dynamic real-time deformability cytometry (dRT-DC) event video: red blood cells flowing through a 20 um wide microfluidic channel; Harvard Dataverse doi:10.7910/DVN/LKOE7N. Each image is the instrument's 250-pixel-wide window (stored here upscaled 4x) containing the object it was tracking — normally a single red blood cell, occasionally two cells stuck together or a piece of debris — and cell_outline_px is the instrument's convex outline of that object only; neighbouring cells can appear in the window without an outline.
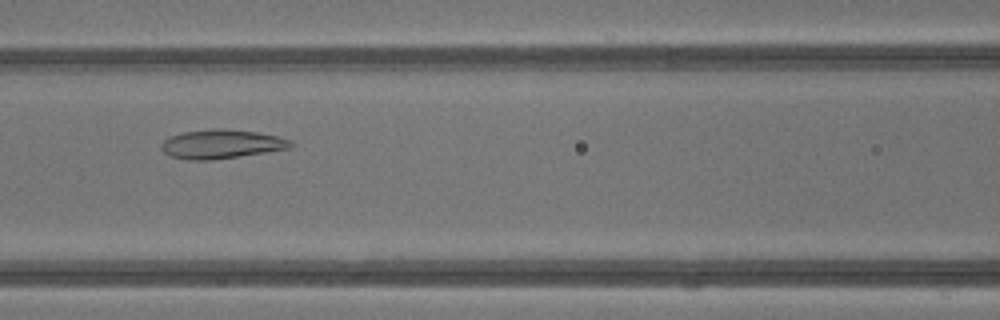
{"species": "common noctule bat (a hibernating species)", "species_latin": "Nyctalus noctula", "temperature_condition": "warm", "stored_images_in_passage": 40, "camera_frame_rate_fps": 3000, "um_per_image_px": 0.085, "animal": {"sex": "male", "body_mass_g": 13.3}, "frame": {"image": 1, "passage_image": 16, "time_ms": 5.0, "image_size_px": [1000, 320], "cell_outline_px": [[292, 148], [212, 160], [188, 160], [168, 156], [160, 148], [160, 144], [164, 140], [172, 136], [184, 132], [212, 128], [220, 128], [256, 132], [276, 136], [292, 140]], "centroid_in_image_um": [18.79, 12.25], "position_along_channel_um": 147.8, "area_um2": 21.85}}
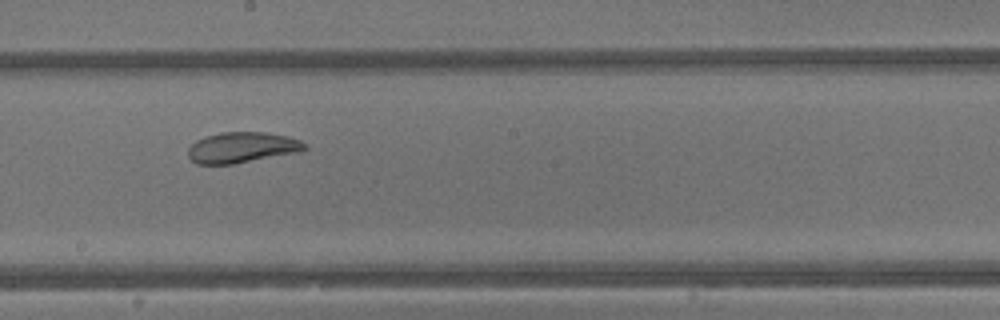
{"frame": {"image": 2, "passage_image": 21, "time_ms": 6.667, "image_size_px": [1000, 320], "cell_outline_px": [[308, 148], [300, 152], [236, 164], [196, 164], [188, 156], [188, 148], [196, 140], [220, 132], [264, 132], [284, 136], [300, 140], [308, 144]], "centroid_in_image_um": [20.59, 12.55], "position_along_channel_um": 227.6, "area_um2": 20.98}}
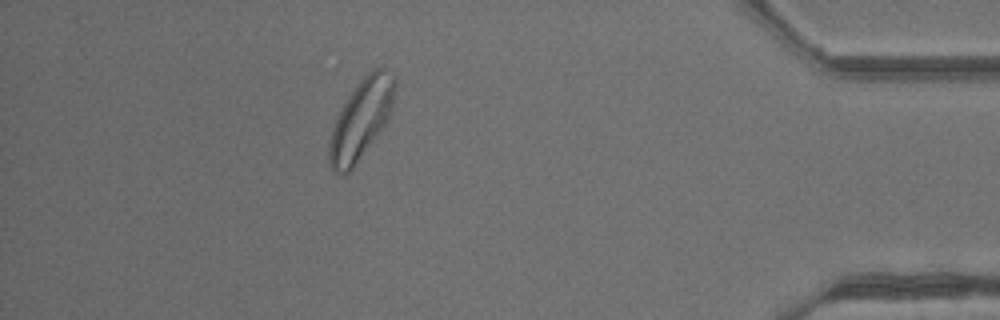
{"frame": {"image": 3, "passage_image": 35, "time_ms": 11.333, "image_size_px": [1000, 320], "cell_outline_px": [[396, 88], [392, 112], [388, 120], [380, 132], [356, 164], [344, 176], [336, 172], [332, 168], [328, 160], [328, 144], [332, 128], [336, 116], [348, 96], [356, 84], [372, 68], [384, 68], [396, 76]], "centroid_in_image_um": [30.71, 10.12], "position_along_channel_um": 404.5, "area_um2": 30.87}, "authors_computed_cell_mechanics": {"area_um2": 27.5128, "velocity_mm_per_s": 4.8069, "shape_relaxation_time_tau1_ms": 4.2744, "shape_relaxation_time_tau2_ms": 1.1625, "deformation_change_tau1": 0.1363, "deformation_change_tau2": 0.0571}}